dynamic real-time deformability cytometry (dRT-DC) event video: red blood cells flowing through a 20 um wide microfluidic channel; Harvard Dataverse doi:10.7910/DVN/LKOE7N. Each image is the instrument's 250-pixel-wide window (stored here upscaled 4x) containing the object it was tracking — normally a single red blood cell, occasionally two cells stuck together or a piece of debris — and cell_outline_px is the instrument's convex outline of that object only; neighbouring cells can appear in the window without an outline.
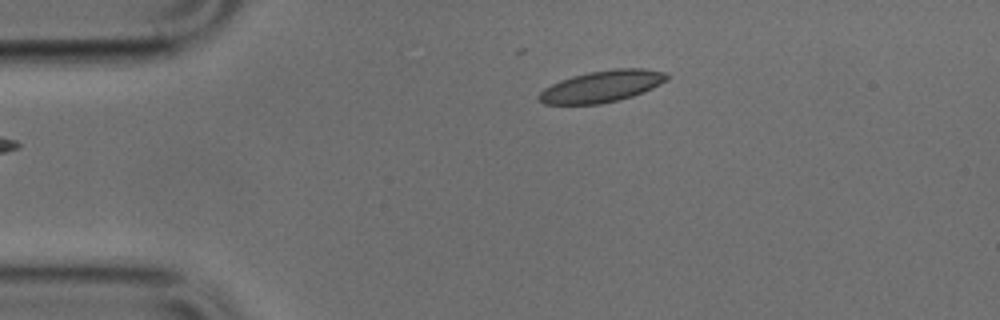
{"species": "common noctule bat (a hibernating species)", "species_latin": "Nyctalus noctula", "temperature_condition": "cold", "stored_images_in_passage": 35, "camera_frame_rate_fps": 3000, "um_per_image_px": 0.085, "animal": {"sex": "male", "body_mass_g": 17.9, "forearm_length_mm": 54.2}, "frame": {"image": 1, "passage_image": 1, "time_ms": 0.0, "image_size_px": [1000, 320], "cell_outline_px": [[668, 80], [644, 92], [620, 100], [600, 104], [544, 104], [536, 96], [544, 88], [560, 80], [572, 76], [588, 72], [616, 68], [640, 68], [664, 72], [668, 76]], "centroid_in_image_um": [51.15, 7.34], "position_along_channel_um": 33.9, "area_um2": 23.58}}
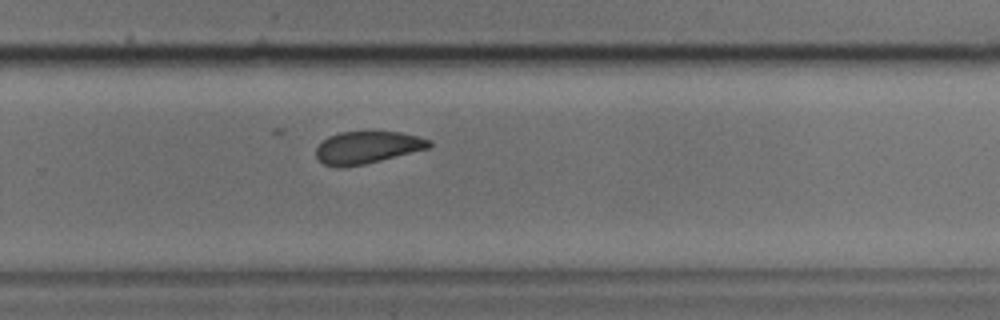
{"frame": {"image": 2, "passage_image": 24, "time_ms": 7.667, "image_size_px": [1000, 320], "cell_outline_px": [[432, 148], [364, 164], [340, 168], [336, 168], [324, 164], [316, 156], [316, 148], [328, 136], [340, 132], [400, 132], [432, 140]], "centroid_in_image_um": [31.24, 12.54], "position_along_channel_um": 298.6, "area_um2": 21.33}}
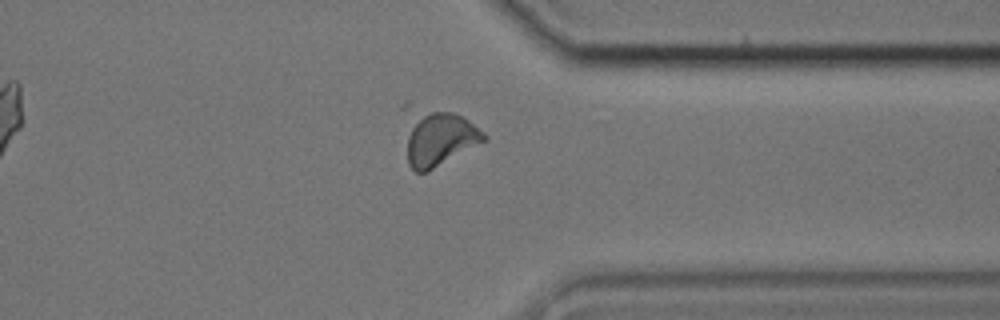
{"frame": {"image": 3, "passage_image": 30, "time_ms": 9.667, "image_size_px": [1000, 320], "cell_outline_px": [[488, 140], [428, 172], [416, 172], [408, 164], [408, 136], [412, 128], [424, 116], [432, 112], [452, 112], [468, 120], [484, 132], [488, 136]], "centroid_in_image_um": [37.51, 11.91], "position_along_channel_um": 373.9, "area_um2": 23.24}}